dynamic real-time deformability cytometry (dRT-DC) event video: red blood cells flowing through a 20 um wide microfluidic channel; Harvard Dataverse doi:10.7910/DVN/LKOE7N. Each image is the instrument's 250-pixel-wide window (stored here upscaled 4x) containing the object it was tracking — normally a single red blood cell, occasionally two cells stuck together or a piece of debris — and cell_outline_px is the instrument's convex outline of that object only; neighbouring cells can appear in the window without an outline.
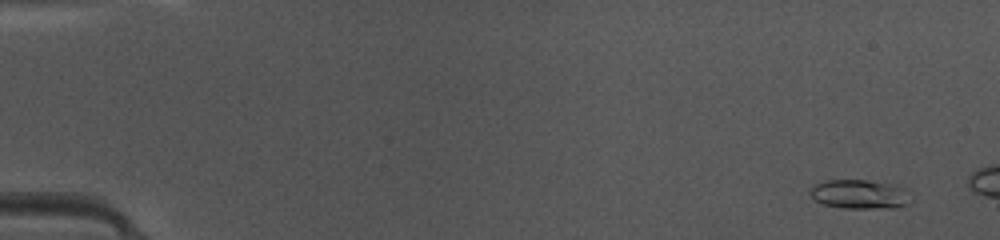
{"species": "common noctule bat (a hibernating species)", "species_latin": "Nyctalus noctula", "temperature_condition": "warm", "stored_images_in_passage": 10, "camera_frame_rate_fps": 3000, "um_per_image_px": 0.085, "animal": {"sex": "female", "body_mass_g": 10.0, "forearm_length_mm": 53.1}, "frame": {"image": 1, "passage_image": 1, "time_ms": 0.0, "image_size_px": [1000, 240], "cell_outline_px": [[912, 200], [896, 208], [844, 208], [824, 204], [816, 200], [808, 192], [816, 184], [828, 180], [864, 180], [900, 184], [912, 188]], "centroid_in_image_um": [73.22, 16.49], "position_along_channel_um": 11.8, "area_um2": 17.57}}